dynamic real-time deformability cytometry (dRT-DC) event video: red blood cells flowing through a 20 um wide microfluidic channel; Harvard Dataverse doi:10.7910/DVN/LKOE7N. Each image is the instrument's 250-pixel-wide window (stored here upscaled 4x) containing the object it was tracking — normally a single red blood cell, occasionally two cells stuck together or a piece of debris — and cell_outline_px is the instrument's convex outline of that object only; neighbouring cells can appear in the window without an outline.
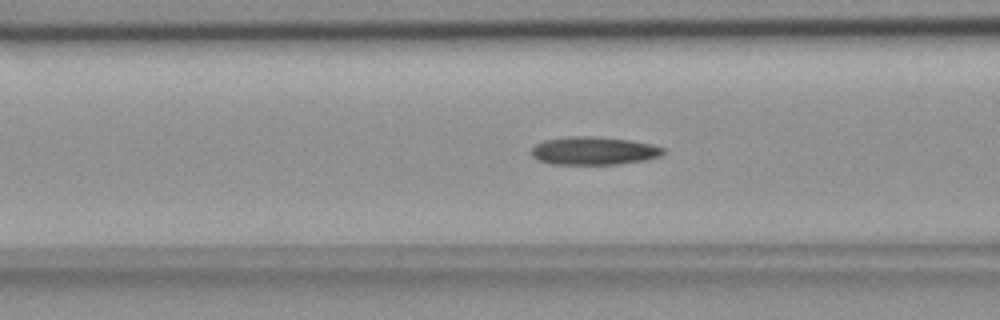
{"species": "common noctule bat (a hibernating species)", "species_latin": "Nyctalus noctula", "temperature_condition": "room temperature", "stored_images_in_passage": 42, "camera_frame_rate_fps": 3000, "um_per_image_px": 0.085, "animal": {"sex": "female", "body_mass_g": 18.4}, "frame": {"image": 1, "passage_image": 11, "time_ms": 3.333, "image_size_px": [1000, 320], "cell_outline_px": [[664, 152], [660, 156], [644, 160], [620, 164], [552, 164], [540, 160], [532, 156], [532, 148], [536, 144], [544, 140], [568, 136], [596, 136], [632, 140], [652, 144], [664, 148]], "centroid_in_image_um": [50.49, 12.81], "position_along_channel_um": 116.1, "area_um2": 21.62}}
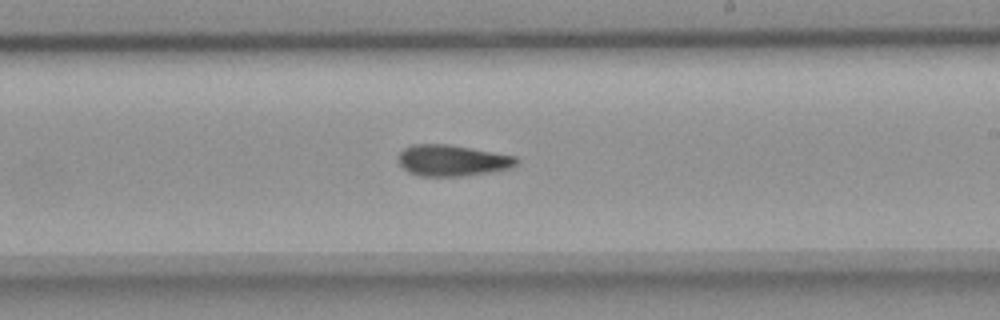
{"frame": {"image": 2, "passage_image": 22, "time_ms": 7.0, "image_size_px": [1000, 320], "cell_outline_px": [[520, 160], [516, 164], [508, 168], [488, 172], [460, 176], [420, 176], [408, 172], [400, 164], [400, 152], [404, 148], [412, 144], [448, 144], [516, 156]], "centroid_in_image_um": [38.43, 13.63], "position_along_channel_um": 250.6, "area_um2": 21.21}}
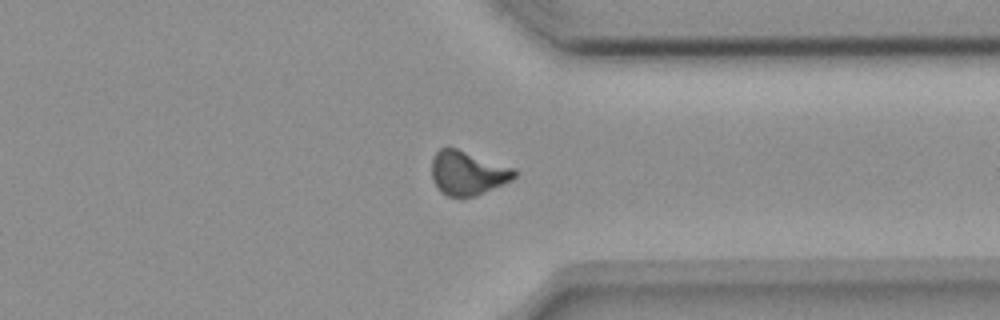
{"frame": {"image": 3, "passage_image": 32, "time_ms": 10.333, "image_size_px": [1000, 320], "cell_outline_px": [[520, 172], [516, 176], [476, 196], [460, 200], [448, 196], [440, 192], [436, 188], [432, 180], [432, 160], [436, 152], [440, 148], [456, 148], [516, 168]], "centroid_in_image_um": [39.72, 14.73], "position_along_channel_um": 371.7, "area_um2": 21.5}, "authors_computed_cell_mechanics": {"area_um2": 21.2126, "velocity_mm_per_s": 3.6781, "shape_relaxation_time_tau1_ms": null, "shape_relaxation_time_tau2_ms": 7.0251, "deformation_change_tau1": null, "deformation_change_tau2": 0.1482}}